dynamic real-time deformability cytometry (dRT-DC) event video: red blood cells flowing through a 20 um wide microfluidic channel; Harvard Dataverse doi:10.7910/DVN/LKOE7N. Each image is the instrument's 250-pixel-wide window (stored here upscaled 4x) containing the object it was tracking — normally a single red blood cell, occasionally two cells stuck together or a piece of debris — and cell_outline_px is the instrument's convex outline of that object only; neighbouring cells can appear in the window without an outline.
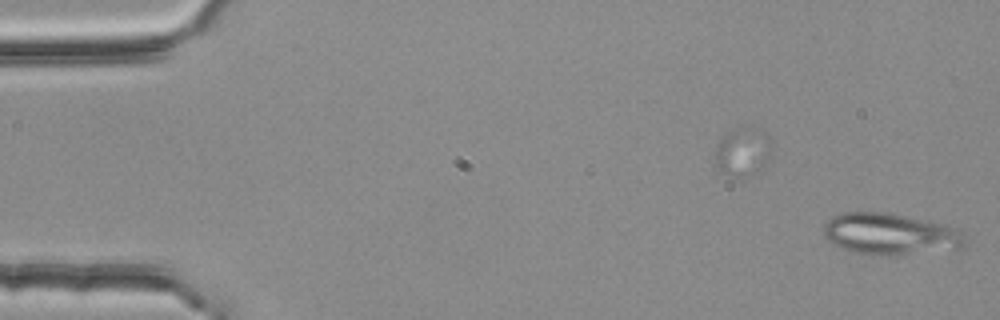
{"species": "common noctule bat (a hibernating species)", "species_latin": "Nyctalus noctula", "temperature_condition": "room temperature", "stored_images_in_passage": 9, "segment_of_instrument_passage": [2, 2], "camera_frame_rate_fps": 3000, "um_per_image_px": 0.085, "animal": {"sex": "female", "body_mass_g": 25.1}, "frame": {"image": 1, "passage_image": 9, "time_ms": 2.667, "image_size_px": [1000, 320], "cell_outline_px": [[968, 244], [964, 248], [904, 252], [856, 252], [840, 248], [824, 236], [824, 224], [832, 216], [840, 212], [888, 212], [908, 216], [944, 224], [960, 232], [964, 236]], "centroid_in_image_um": [75.64, 19.82], "position_along_channel_um": 9.4, "area_um2": 32.95}}